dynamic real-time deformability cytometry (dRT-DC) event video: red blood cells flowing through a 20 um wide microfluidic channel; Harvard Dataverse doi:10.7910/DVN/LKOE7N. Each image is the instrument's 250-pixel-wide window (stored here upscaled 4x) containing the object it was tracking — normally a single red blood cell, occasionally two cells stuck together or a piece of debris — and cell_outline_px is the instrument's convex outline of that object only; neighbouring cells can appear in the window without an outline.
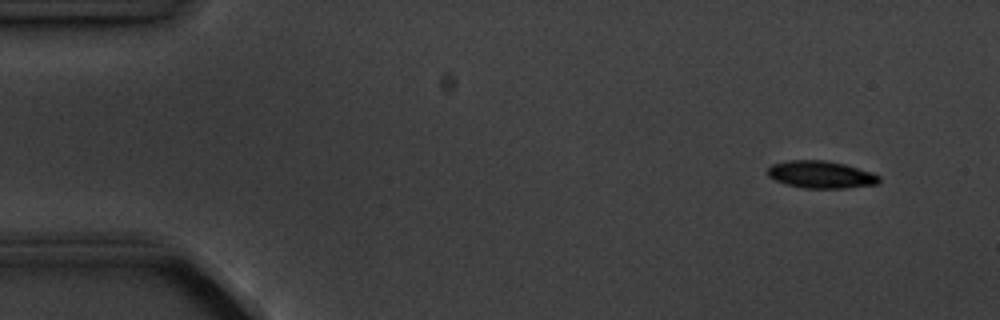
{"species": "common noctule bat (a hibernating species)", "species_latin": "Nyctalus noctula", "temperature_condition": "cold", "stored_images_in_passage": 5, "camera_frame_rate_fps": 3000, "um_per_image_px": 0.085, "animal": {"sex": "male", "body_mass_g": 20.1, "forearm_length_mm": 53.5}, "frame": {"image": 1, "passage_image": 2, "time_ms": 1.0, "image_size_px": [1000, 320], "cell_outline_px": [[880, 180], [876, 184], [848, 188], [800, 188], [776, 180], [768, 176], [768, 168], [772, 164], [788, 160], [824, 160], [844, 164], [872, 172], [880, 176]], "centroid_in_image_um": [69.78, 14.84], "position_along_channel_um": 15.2, "area_um2": 17.69}}
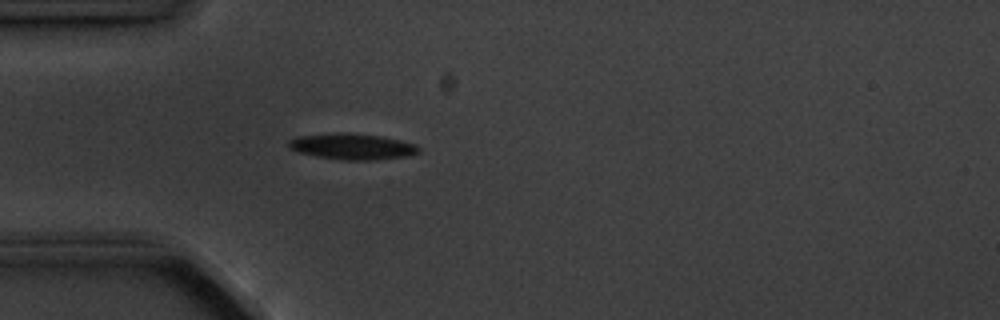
{"frame": {"image": 2, "passage_image": 5, "time_ms": 4.667, "image_size_px": [1000, 320], "cell_outline_px": [[420, 152], [408, 156], [372, 160], [344, 160], [316, 156], [296, 152], [288, 144], [288, 140], [296, 136], [336, 132], [348, 132], [380, 136], [400, 140], [416, 144], [420, 148]], "centroid_in_image_um": [29.93, 12.44], "position_along_channel_um": 55.1, "area_um2": 19.88}}